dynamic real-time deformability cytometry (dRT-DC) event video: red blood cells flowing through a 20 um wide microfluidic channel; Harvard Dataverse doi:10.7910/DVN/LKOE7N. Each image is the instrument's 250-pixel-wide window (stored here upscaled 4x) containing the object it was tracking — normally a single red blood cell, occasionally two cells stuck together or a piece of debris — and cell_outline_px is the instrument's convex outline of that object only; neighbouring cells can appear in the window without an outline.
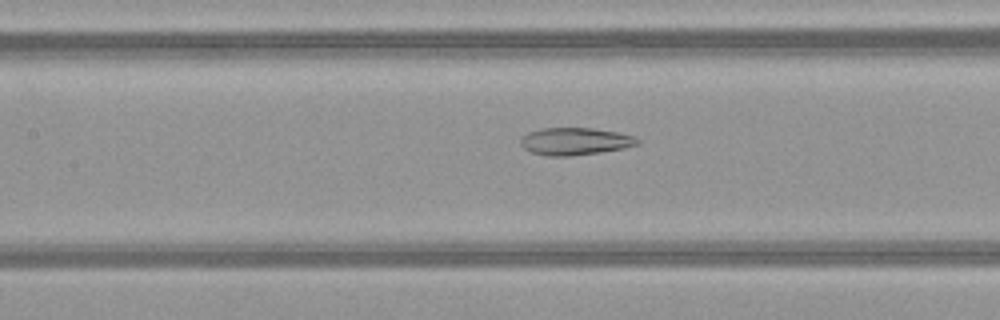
{"species": "common noctule bat (a hibernating species)", "species_latin": "Nyctalus noctula", "temperature_condition": "warm", "stored_images_in_passage": 38, "camera_frame_rate_fps": 3000, "um_per_image_px": 0.085, "animal": {"sex": "female", "body_mass_g": 21.9}, "frame": {"image": 1, "passage_image": 11, "time_ms": 3.333, "image_size_px": [1000, 320], "cell_outline_px": [[640, 144], [624, 148], [600, 152], [568, 156], [548, 156], [532, 152], [524, 148], [520, 144], [520, 136], [528, 132], [544, 128], [592, 128], [620, 132], [636, 136], [640, 140]], "centroid_in_image_um": [48.9, 12.0], "position_along_channel_um": 158.5, "area_um2": 18.79}}
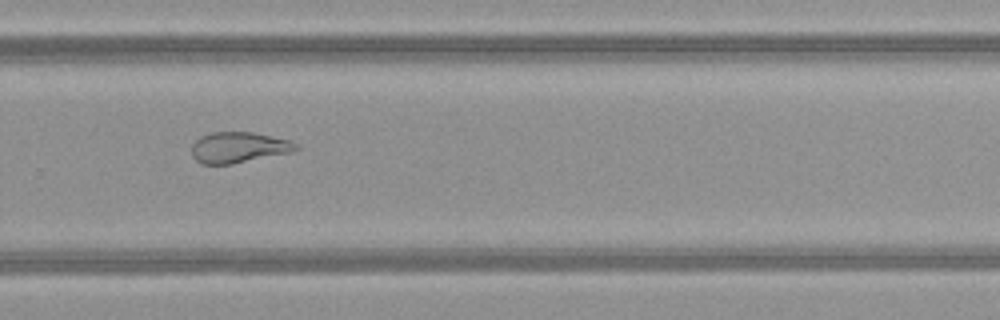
{"frame": {"image": 2, "passage_image": 22, "time_ms": 7.0, "image_size_px": [1000, 320], "cell_outline_px": [[300, 148], [292, 152], [232, 164], [200, 164], [192, 156], [192, 144], [200, 136], [212, 132], [256, 132], [288, 140], [296, 144]], "centroid_in_image_um": [20.27, 12.53], "position_along_channel_um": 309.5, "area_um2": 18.79}}
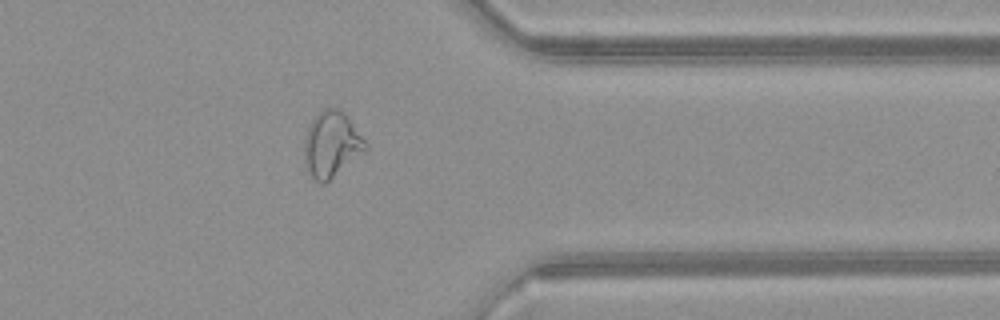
{"frame": {"image": 3, "passage_image": 28, "time_ms": 9.0, "image_size_px": [1000, 320], "cell_outline_px": [[368, 148], [364, 152], [324, 184], [320, 184], [304, 168], [304, 136], [312, 120], [324, 108], [336, 104], [348, 116], [368, 144]], "centroid_in_image_um": [28.17, 12.24], "position_along_channel_um": 383.2, "area_um2": 23.76}, "authors_computed_cell_mechanics": {"area_um2": 20.8369, "velocity_mm_per_s": 4.1361, "shape_relaxation_time_tau1_ms": null, "shape_relaxation_time_tau2_ms": 2.4859, "deformation_change_tau1": null, "deformation_change_tau2": 0.1091}}